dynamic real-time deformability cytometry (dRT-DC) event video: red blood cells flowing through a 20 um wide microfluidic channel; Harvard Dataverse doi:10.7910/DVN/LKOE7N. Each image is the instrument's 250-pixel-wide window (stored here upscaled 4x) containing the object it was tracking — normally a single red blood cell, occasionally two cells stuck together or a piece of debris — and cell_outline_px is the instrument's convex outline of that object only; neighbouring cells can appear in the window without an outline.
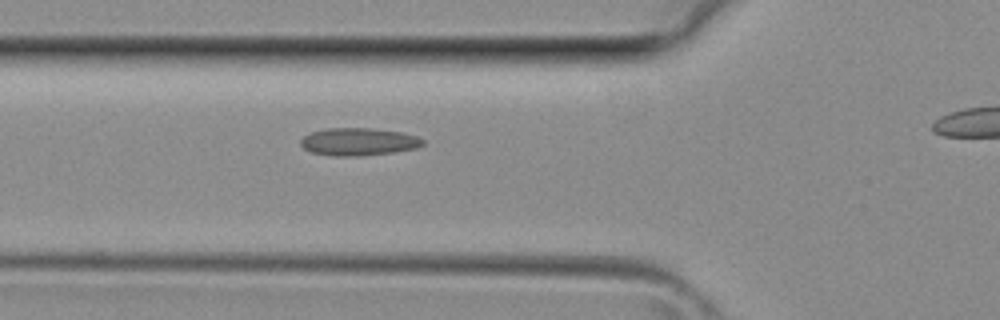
{"species": "common noctule bat (a hibernating species)", "species_latin": "Nyctalus noctula", "temperature_condition": "room temperature", "stored_images_in_passage": 20, "camera_frame_rate_fps": 3000, "um_per_image_px": 0.085, "animal": {"sex": "female", "body_mass_g": 29.2, "forearm_length_mm": 56.3}, "frame": {"image": 1, "passage_image": 2, "time_ms": 0.333, "image_size_px": [1000, 320], "cell_outline_px": [[424, 144], [416, 148], [392, 152], [360, 156], [332, 156], [312, 152], [304, 148], [300, 144], [300, 140], [304, 136], [312, 132], [324, 128], [368, 128], [400, 132], [416, 136], [424, 140]], "centroid_in_image_um": [30.45, 12.05], "position_along_channel_um": 95.3, "area_um2": 19.54}}
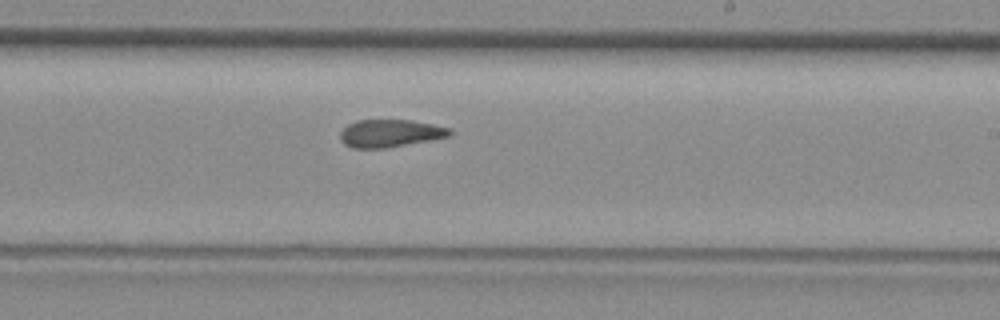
{"frame": {"image": 2, "passage_image": 11, "time_ms": 3.333, "image_size_px": [1000, 320], "cell_outline_px": [[452, 136], [384, 148], [352, 148], [344, 144], [340, 140], [340, 132], [348, 124], [356, 120], [412, 120], [452, 128]], "centroid_in_image_um": [33.17, 11.32], "position_along_channel_um": 255.8, "area_um2": 17.69}}
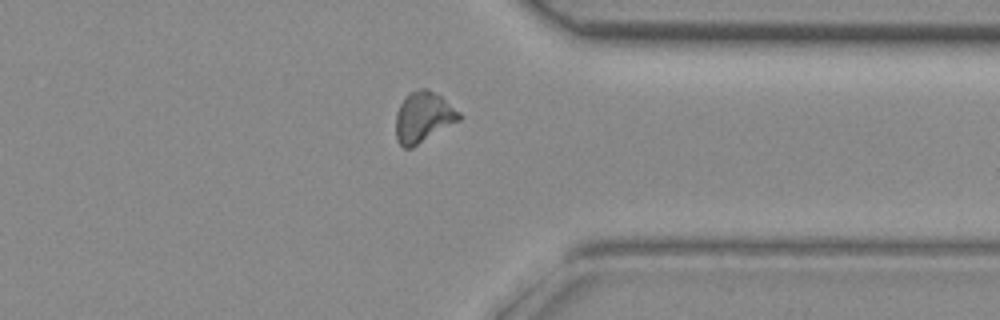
{"frame": {"image": 3, "passage_image": 18, "time_ms": 5.667, "image_size_px": [1000, 320], "cell_outline_px": [[464, 116], [460, 120], [412, 148], [404, 148], [400, 144], [396, 136], [396, 112], [400, 104], [412, 92], [420, 88], [428, 88], [440, 96], [460, 112]], "centroid_in_image_um": [36.0, 9.97], "position_along_channel_um": 375.4, "area_um2": 18.5}}